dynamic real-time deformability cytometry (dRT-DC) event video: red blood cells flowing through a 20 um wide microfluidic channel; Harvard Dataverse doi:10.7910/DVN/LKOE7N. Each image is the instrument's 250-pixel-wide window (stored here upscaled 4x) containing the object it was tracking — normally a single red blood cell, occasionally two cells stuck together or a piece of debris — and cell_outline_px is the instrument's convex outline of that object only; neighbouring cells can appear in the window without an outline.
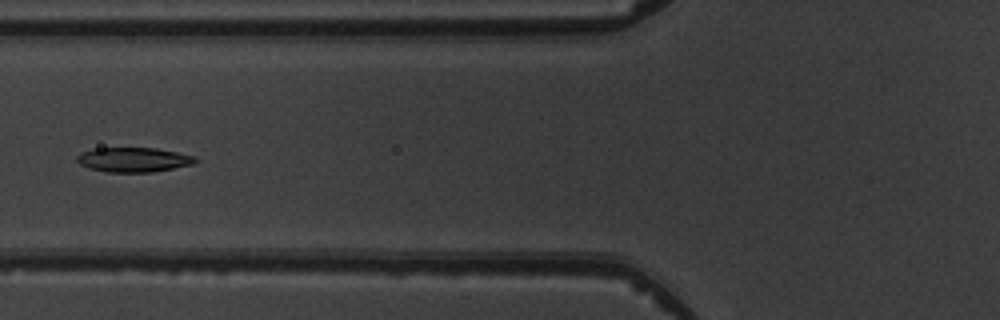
{"species": "common noctule bat (a hibernating species)", "species_latin": "Nyctalus noctula", "temperature_condition": "warm", "stored_images_in_passage": 8, "camera_frame_rate_fps": 3000, "um_per_image_px": 0.085, "animal": {"sex": "male", "body_mass_g": 19.5, "forearm_length_mm": 54.6}, "frame": {"image": 1, "passage_image": 7, "time_ms": 7.0, "image_size_px": [1000, 320], "cell_outline_px": [[196, 160], [192, 164], [152, 172], [108, 172], [88, 168], [80, 164], [76, 160], [76, 156], [80, 152], [92, 148], [156, 148], [196, 156]], "centroid_in_image_um": [11.29, 13.57], "position_along_channel_um": 114.5, "area_um2": 16.94}}
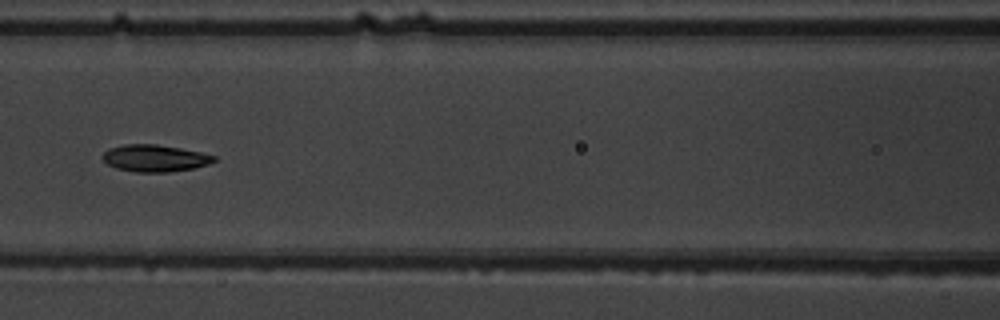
{"frame": {"image": 2, "passage_image": 8, "time_ms": 8.0, "image_size_px": [1000, 320], "cell_outline_px": [[216, 160], [208, 164], [192, 168], [168, 172], [136, 172], [116, 168], [108, 164], [100, 156], [108, 148], [124, 144], [156, 144], [180, 148], [200, 152], [216, 156]], "centroid_in_image_um": [13.13, 13.44], "position_along_channel_um": 153.5, "area_um2": 17.46}}